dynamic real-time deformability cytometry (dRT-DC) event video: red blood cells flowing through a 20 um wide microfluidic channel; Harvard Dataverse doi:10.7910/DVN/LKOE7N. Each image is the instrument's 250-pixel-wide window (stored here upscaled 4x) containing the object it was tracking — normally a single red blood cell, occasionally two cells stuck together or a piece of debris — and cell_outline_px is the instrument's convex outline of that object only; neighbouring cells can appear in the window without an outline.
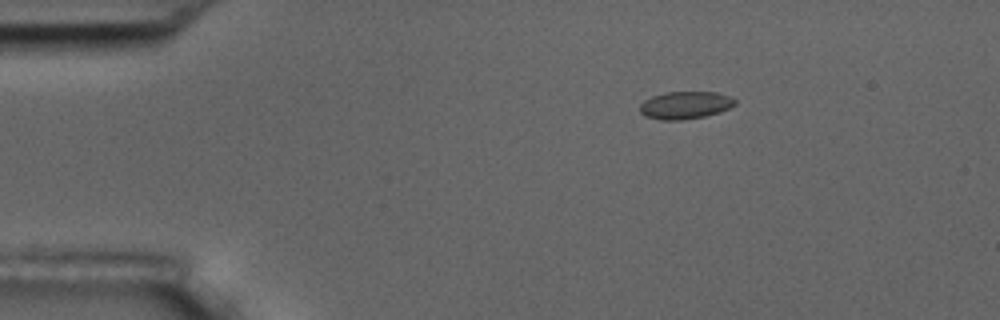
{"species": "common noctule bat (a hibernating species)", "species_latin": "Nyctalus noctula", "temperature_condition": "room temperature", "stored_images_in_passage": 5, "camera_frame_rate_fps": 3000, "um_per_image_px": 0.085, "animal": {"sex": "male", "body_mass_g": 17.5, "forearm_length_mm": 52.3}, "frame": {"image": 1, "passage_image": 3, "time_ms": 3.0, "image_size_px": [1000, 320], "cell_outline_px": [[736, 104], [720, 112], [704, 116], [680, 120], [660, 120], [644, 116], [640, 112], [640, 104], [644, 100], [652, 96], [664, 92], [716, 92], [728, 96], [736, 100]], "centroid_in_image_um": [58.21, 8.94], "position_along_channel_um": 26.8, "area_um2": 15.26}}